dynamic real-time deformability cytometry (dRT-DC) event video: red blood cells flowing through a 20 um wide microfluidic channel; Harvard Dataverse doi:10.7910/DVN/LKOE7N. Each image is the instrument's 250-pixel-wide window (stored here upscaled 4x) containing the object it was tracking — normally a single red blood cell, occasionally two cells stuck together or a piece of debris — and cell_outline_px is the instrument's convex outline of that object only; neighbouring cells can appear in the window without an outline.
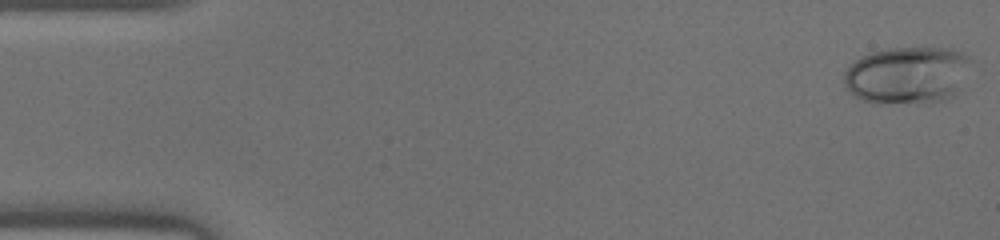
{"species": "human", "species_latin": "Homo sapiens", "temperature_condition": "warm", "stored_images_in_passage": 45, "camera_frame_rate_fps": 3000, "um_per_image_px": 0.085, "donor": {"sex": "male"}, "frame": {"image": 1, "passage_image": 1, "time_ms": 0.0, "image_size_px": [1000, 240], "cell_outline_px": [[976, 60], [952, 96], [928, 104], [924, 104], [860, 100], [848, 92], [844, 84], [844, 72], [860, 56], [872, 52], [888, 48], [952, 48]], "centroid_in_image_um": [77.14, 6.37], "position_along_channel_um": 7.9, "area_um2": 42.48}}
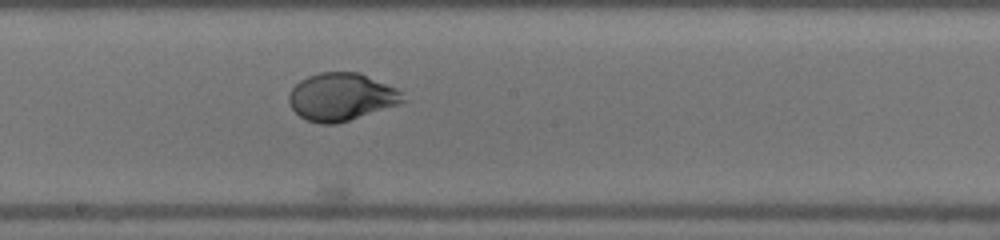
{"frame": {"image": 2, "passage_image": 25, "time_ms": 8.0, "image_size_px": [1000, 240], "cell_outline_px": [[412, 100], [400, 104], [336, 124], [320, 124], [308, 120], [300, 116], [292, 108], [288, 100], [288, 96], [292, 88], [300, 80], [308, 76], [320, 72], [360, 72], [400, 88]], "centroid_in_image_um": [29.11, 8.22], "position_along_channel_um": 219.1, "area_um2": 32.25}}
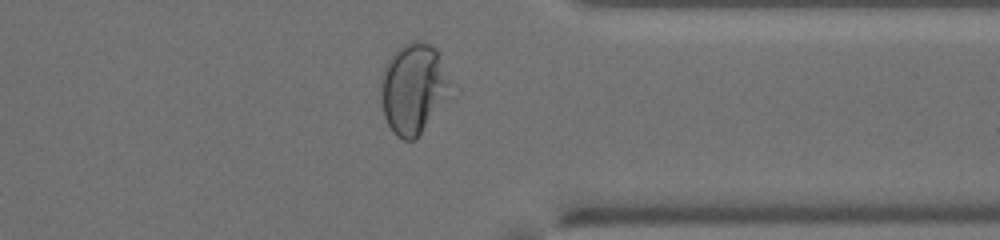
{"frame": {"image": 3, "passage_image": 36, "time_ms": 11.667, "image_size_px": [1000, 240], "cell_outline_px": [[460, 88], [416, 140], [404, 140], [396, 136], [392, 132], [384, 116], [380, 100], [380, 76], [388, 60], [396, 48], [412, 40], [416, 40], [428, 44], [436, 48]], "centroid_in_image_um": [35.26, 7.54], "position_along_channel_um": 376.1, "area_um2": 39.13}}